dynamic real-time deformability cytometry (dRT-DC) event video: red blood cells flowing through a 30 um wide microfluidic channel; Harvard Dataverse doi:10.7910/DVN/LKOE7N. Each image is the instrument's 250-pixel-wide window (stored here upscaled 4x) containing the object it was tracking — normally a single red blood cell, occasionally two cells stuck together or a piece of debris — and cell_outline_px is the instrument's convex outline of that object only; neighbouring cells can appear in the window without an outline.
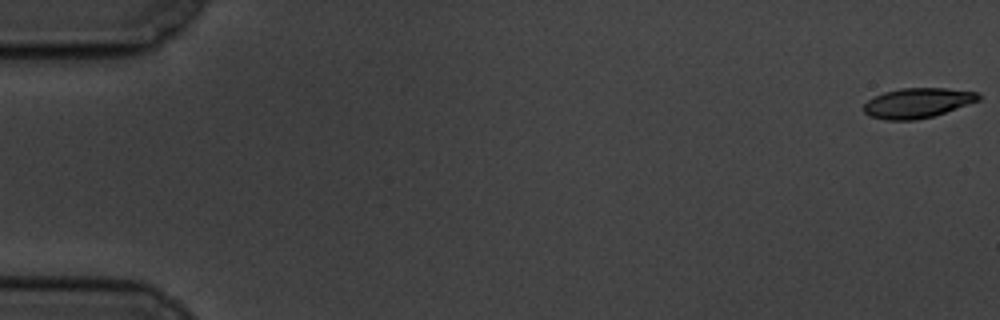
{"species": "common noctule bat (a hibernating species)", "species_latin": "Nyctalus noctula", "temperature_condition": "cold", "stored_images_in_passage": 17, "camera_frame_rate_fps": 3000, "um_per_image_px": 0.085, "animal": {"sex": "male", "body_mass_g": 19.5, "forearm_length_mm": 54.6}, "frame": {"image": 1, "passage_image": 1, "time_ms": 0.0, "image_size_px": [1000, 320], "cell_outline_px": [[980, 100], [932, 116], [916, 120], [884, 120], [868, 116], [864, 112], [864, 104], [868, 100], [884, 92], [900, 88], [944, 88], [976, 92], [980, 96]], "centroid_in_image_um": [77.94, 8.75], "position_along_channel_um": 7.1, "area_um2": 19.83}}
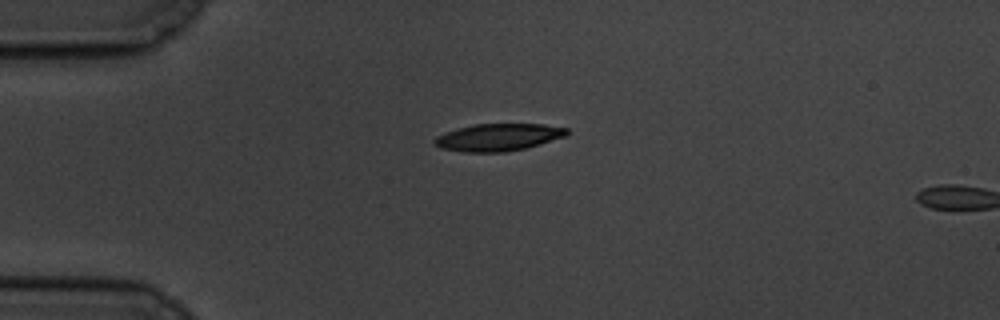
{"frame": {"image": 2, "passage_image": 15, "time_ms": 4.667, "image_size_px": [1000, 320], "cell_outline_px": [[568, 132], [564, 136], [524, 148], [504, 152], [464, 152], [440, 148], [432, 144], [432, 140], [436, 136], [460, 128], [476, 124], [544, 124], [568, 128]], "centroid_in_image_um": [42.3, 11.67], "position_along_channel_um": 42.7, "area_um2": 20.75}}